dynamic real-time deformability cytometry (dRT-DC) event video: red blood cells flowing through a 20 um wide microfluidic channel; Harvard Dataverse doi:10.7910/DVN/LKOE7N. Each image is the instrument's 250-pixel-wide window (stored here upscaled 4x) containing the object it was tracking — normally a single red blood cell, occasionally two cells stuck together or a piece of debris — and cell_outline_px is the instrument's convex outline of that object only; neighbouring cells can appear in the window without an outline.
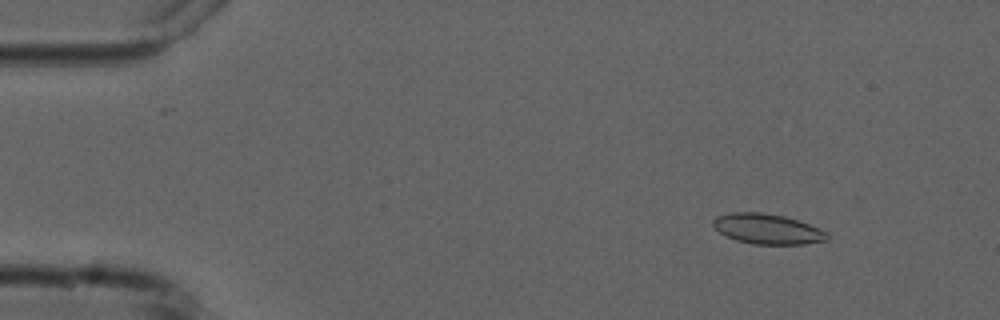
{"species": "common noctule bat (a hibernating species)", "species_latin": "Nyctalus noctula", "temperature_condition": "cold", "stored_images_in_passage": 4, "camera_frame_rate_fps": 3000, "um_per_image_px": 0.085, "animal": {"sex": "male", "forearm_length_mm": 52.5}, "frame": {"image": 1, "passage_image": 2, "time_ms": 1.0, "image_size_px": [1000, 320], "cell_outline_px": [[828, 240], [804, 244], [752, 244], [736, 240], [720, 232], [712, 224], [712, 220], [716, 216], [732, 212], [760, 212], [784, 216], [800, 220], [820, 228], [828, 236]], "centroid_in_image_um": [65.23, 19.45], "position_along_channel_um": 19.8, "area_um2": 20.06}}
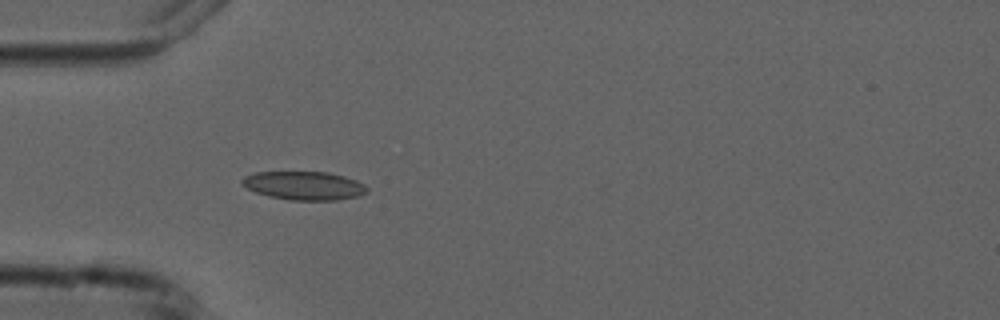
{"frame": {"image": 2, "passage_image": 4, "time_ms": 4.333, "image_size_px": [1000, 320], "cell_outline_px": [[368, 192], [360, 196], [336, 200], [292, 200], [268, 196], [256, 192], [240, 184], [240, 180], [244, 176], [256, 172], [328, 172], [344, 176], [356, 180], [364, 184], [368, 188]], "centroid_in_image_um": [25.86, 15.78], "position_along_channel_um": 59.1, "area_um2": 20.87}}